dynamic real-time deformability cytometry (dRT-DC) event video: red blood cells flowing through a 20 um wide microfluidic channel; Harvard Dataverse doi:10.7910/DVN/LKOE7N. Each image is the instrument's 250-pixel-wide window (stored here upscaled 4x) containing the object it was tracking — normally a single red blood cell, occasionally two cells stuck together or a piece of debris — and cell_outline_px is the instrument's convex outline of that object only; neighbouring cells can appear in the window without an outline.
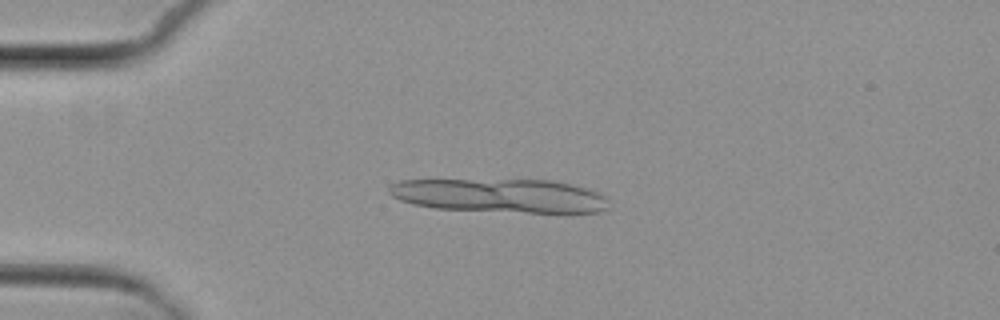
{"species": "common noctule bat (a hibernating species)", "species_latin": "Nyctalus noctula", "temperature_condition": "cold", "stored_images_in_passage": 3, "camera_frame_rate_fps": 3000, "um_per_image_px": 0.085, "animal": {"sex": "female", "body_mass_g": 29.2, "forearm_length_mm": 56.3}, "frame": {"image": 1, "passage_image": 3, "time_ms": 2.333, "image_size_px": [1000, 320], "cell_outline_px": [[612, 208], [600, 212], [564, 216], [436, 208], [412, 204], [400, 200], [392, 196], [388, 192], [388, 188], [392, 184], [400, 180], [552, 180], [572, 184], [588, 188], [600, 192], [608, 200]], "centroid_in_image_um": [42.7, 16.68], "position_along_channel_um": 42.3, "area_um2": 45.14}}